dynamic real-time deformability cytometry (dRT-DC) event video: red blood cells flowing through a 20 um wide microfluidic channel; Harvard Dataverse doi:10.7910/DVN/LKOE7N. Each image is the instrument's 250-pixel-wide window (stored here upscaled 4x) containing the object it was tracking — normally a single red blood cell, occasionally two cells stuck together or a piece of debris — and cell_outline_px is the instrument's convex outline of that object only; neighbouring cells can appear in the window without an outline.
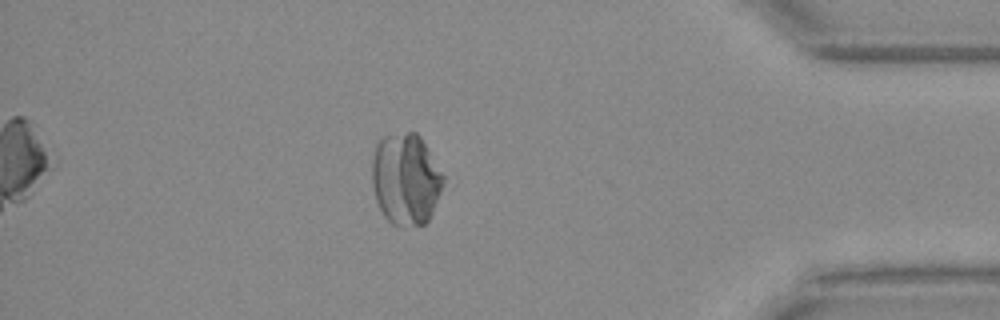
{"species": "Egyptian fruit bat (a non-hibernating species)", "species_latin": "Rousettus aegyptiacus", "temperature_condition": "warm", "stored_images_in_passage": 50, "camera_frame_rate_fps": 3000, "um_per_image_px": 0.085, "animal": {"sex": "female"}, "frame": {"image": 1, "passage_image": 44, "time_ms": 14.333, "image_size_px": [1000, 320], "cell_outline_px": [[444, 184], [432, 212], [428, 220], [424, 224], [392, 224], [384, 216], [376, 200], [372, 184], [372, 156], [376, 144], [384, 136], [408, 132], [416, 132], [420, 136], [444, 176]], "centroid_in_image_um": [34.47, 15.2], "position_along_channel_um": 400.7, "area_um2": 37.69}}